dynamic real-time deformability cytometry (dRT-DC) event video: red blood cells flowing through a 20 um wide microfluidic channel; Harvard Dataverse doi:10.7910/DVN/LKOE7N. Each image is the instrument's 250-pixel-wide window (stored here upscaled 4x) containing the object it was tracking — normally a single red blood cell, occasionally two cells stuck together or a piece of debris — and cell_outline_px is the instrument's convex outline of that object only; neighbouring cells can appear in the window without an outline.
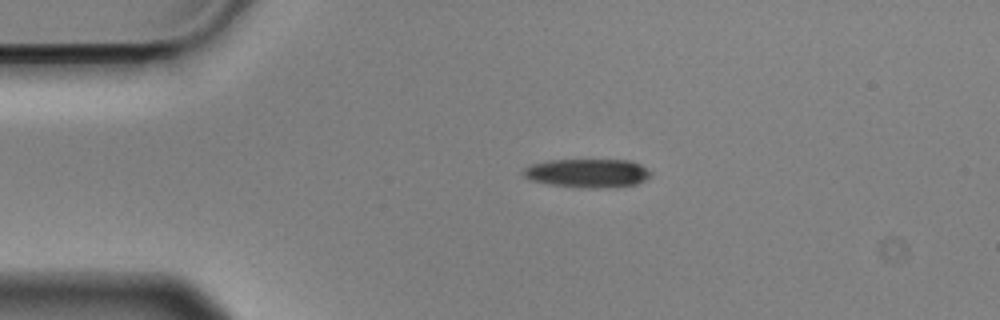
{"species": "Egyptian fruit bat (a non-hibernating species)", "species_latin": "Rousettus aegyptiacus", "temperature_condition": "cold", "stored_images_in_passage": 45, "camera_frame_rate_fps": 3000, "um_per_image_px": 0.085, "animal": {"sex": "male"}, "frame": {"image": 1, "passage_image": 1, "time_ms": 0.0, "image_size_px": [1000, 320], "cell_outline_px": [[652, 172], [644, 180], [636, 184], [616, 188], [592, 188], [552, 184], [532, 180], [524, 176], [524, 168], [532, 164], [548, 160], [632, 160], [640, 164]], "centroid_in_image_um": [49.99, 14.71], "position_along_channel_um": 35.0, "area_um2": 21.15}}
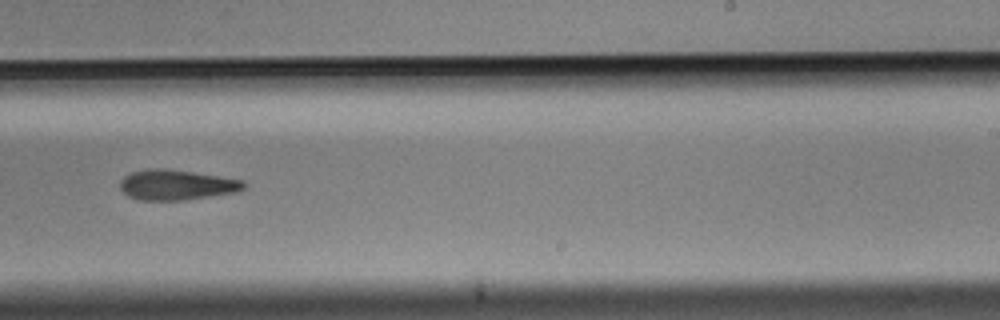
{"frame": {"image": 2, "passage_image": 24, "time_ms": 7.667, "image_size_px": [1000, 320], "cell_outline_px": [[248, 184], [244, 188], [236, 192], [184, 200], [140, 200], [128, 196], [120, 188], [120, 180], [124, 176], [132, 172], [148, 168], [164, 168], [192, 172], [244, 180]], "centroid_in_image_um": [15.0, 15.71], "position_along_channel_um": 274.0, "area_um2": 21.79}}
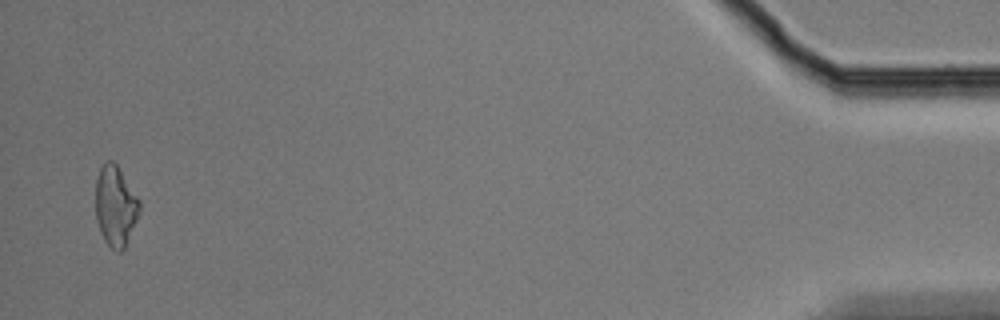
{"frame": {"image": 3, "passage_image": 44, "time_ms": 14.333, "image_size_px": [1000, 320], "cell_outline_px": [[140, 212], [124, 248], [120, 252], [116, 252], [104, 240], [96, 220], [96, 180], [100, 168], [104, 160], [112, 160], [116, 164], [140, 200]], "centroid_in_image_um": [9.81, 17.5], "position_along_channel_um": 425.4, "area_um2": 20.46}, "authors_computed_cell_mechanics": {"area_um2": 21.8484, "velocity_mm_per_s": 3.5829, "shape_relaxation_time_tau1_ms": 6.661, "shape_relaxation_time_tau2_ms": null, "deformation_change_tau1": 0.1447, "deformation_change_tau2": null}}